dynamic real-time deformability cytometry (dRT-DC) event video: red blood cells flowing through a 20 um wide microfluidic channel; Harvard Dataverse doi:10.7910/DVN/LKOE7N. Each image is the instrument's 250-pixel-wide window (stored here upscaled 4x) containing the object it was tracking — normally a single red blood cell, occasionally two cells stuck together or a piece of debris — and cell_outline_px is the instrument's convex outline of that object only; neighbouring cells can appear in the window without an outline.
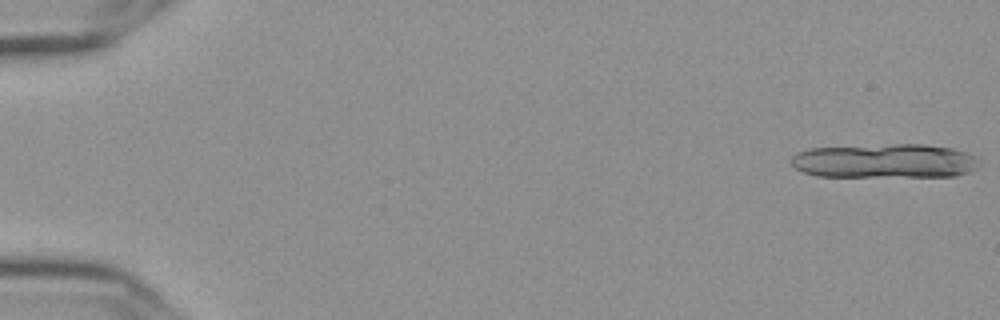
{"species": "Egyptian fruit bat (a non-hibernating species)", "species_latin": "Rousettus aegyptiacus", "temperature_condition": "cold", "stored_images_in_passage": 13, "camera_frame_rate_fps": 3000, "um_per_image_px": 0.085, "frame": {"image": 1, "passage_image": 1, "time_ms": 0.0, "image_size_px": [1000, 320], "cell_outline_px": [[980, 164], [976, 168], [968, 172], [956, 176], [816, 176], [804, 172], [796, 168], [792, 164], [792, 156], [796, 152], [808, 148], [896, 144], [924, 144], [952, 148], [968, 152], [976, 156]], "centroid_in_image_um": [75.23, 13.67], "position_along_channel_um": 9.8, "area_um2": 37.63}}